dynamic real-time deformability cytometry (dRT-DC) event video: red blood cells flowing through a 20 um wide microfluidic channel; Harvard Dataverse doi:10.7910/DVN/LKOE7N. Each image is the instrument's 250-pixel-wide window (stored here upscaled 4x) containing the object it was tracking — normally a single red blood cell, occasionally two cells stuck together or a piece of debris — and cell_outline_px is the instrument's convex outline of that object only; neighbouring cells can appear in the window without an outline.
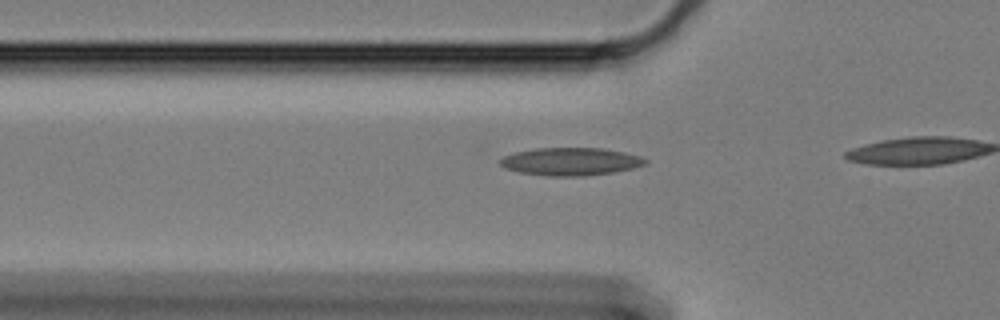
{"species": "Egyptian fruit bat (a non-hibernating species)", "species_latin": "Rousettus aegyptiacus", "temperature_condition": "cold", "stored_images_in_passage": 6, "camera_frame_rate_fps": 3000, "um_per_image_px": 0.085, "animal": {"sex": "female"}, "frame": {"image": 1, "passage_image": 3, "time_ms": 0.667, "image_size_px": [1000, 320], "cell_outline_px": [[648, 160], [644, 164], [632, 168], [612, 172], [584, 176], [552, 176], [520, 172], [504, 168], [500, 164], [500, 160], [504, 156], [516, 152], [532, 148], [604, 148], [624, 152], [640, 156]], "centroid_in_image_um": [48.49, 13.72], "position_along_channel_um": 77.3, "area_um2": 23.35}}